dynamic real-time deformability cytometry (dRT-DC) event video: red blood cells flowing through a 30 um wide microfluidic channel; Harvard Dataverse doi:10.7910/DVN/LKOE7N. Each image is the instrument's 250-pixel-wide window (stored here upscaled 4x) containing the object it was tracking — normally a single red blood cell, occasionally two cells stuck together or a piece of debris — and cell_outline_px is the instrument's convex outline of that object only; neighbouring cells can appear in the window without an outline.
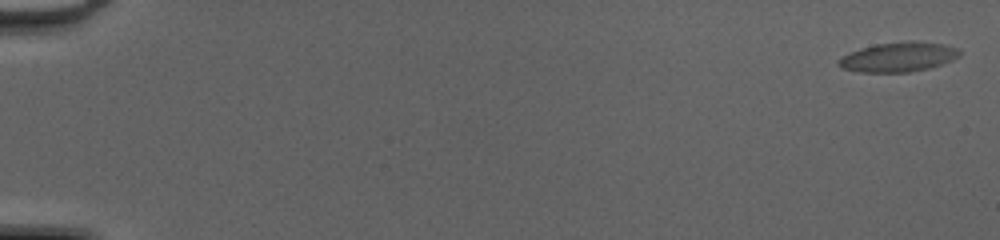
{"species": "common noctule bat (a hibernating species)", "species_latin": "Nyctalus noctula", "temperature_condition": "cold", "stored_images_in_passage": 54, "camera_frame_rate_fps": 3000, "um_per_image_px": 0.085, "animal": {"sex": "female", "body_mass_g": 20.0, "forearm_length_mm": 54.0}, "frame": {"image": 1, "passage_image": 2, "time_ms": 0.333, "image_size_px": [1000, 240], "cell_outline_px": [[960, 56], [952, 60], [928, 68], [908, 72], [860, 72], [844, 68], [836, 64], [836, 60], [860, 48], [876, 44], [908, 40], [940, 44], [956, 48], [960, 52]], "centroid_in_image_um": [76.34, 4.84], "position_along_channel_um": 8.7, "area_um2": 20.58}}
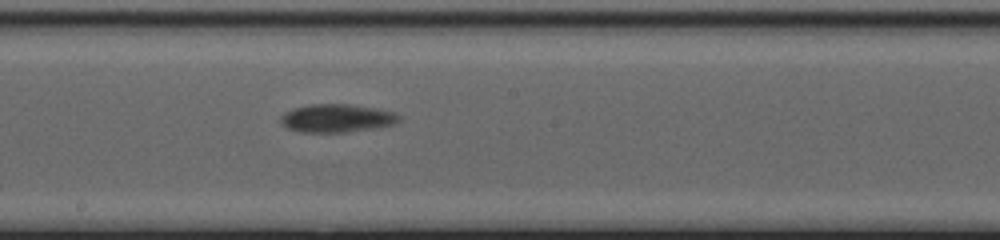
{"frame": {"image": 2, "passage_image": 32, "time_ms": 10.333, "image_size_px": [1000, 240], "cell_outline_px": [[400, 120], [392, 124], [372, 128], [348, 132], [300, 132], [288, 128], [280, 120], [280, 116], [296, 108], [308, 104], [348, 104], [372, 108], [392, 112], [400, 116]], "centroid_in_image_um": [28.61, 10.05], "position_along_channel_um": 219.6, "area_um2": 18.96}}
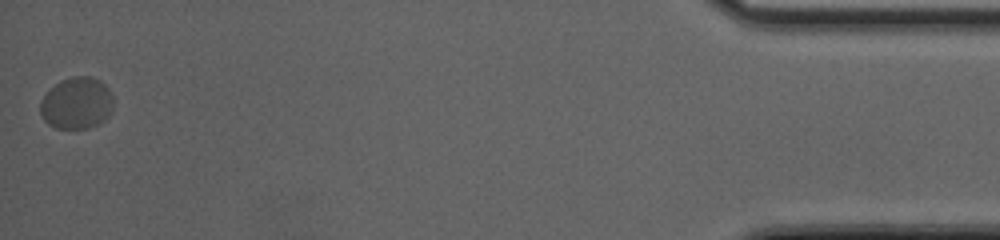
{"frame": {"image": 3, "passage_image": 54, "time_ms": 17.667, "image_size_px": [1000, 240], "cell_outline_px": [[112, 112], [104, 120], [88, 128], [56, 128], [48, 124], [44, 120], [40, 112], [40, 100], [44, 92], [60, 80], [72, 76], [92, 76], [100, 80], [108, 88], [112, 96]], "centroid_in_image_um": [6.49, 8.75], "position_along_channel_um": 428.7, "area_um2": 22.31}, "authors_computed_cell_mechanics": {"area_um2": 19.363, "velocity_mm_per_s": 4.0063, "shape_relaxation_time_tau1_ms": 3.1748, "shape_relaxation_time_tau2_ms": null, "deformation_change_tau1": 0.0983, "deformation_change_tau2": null}}